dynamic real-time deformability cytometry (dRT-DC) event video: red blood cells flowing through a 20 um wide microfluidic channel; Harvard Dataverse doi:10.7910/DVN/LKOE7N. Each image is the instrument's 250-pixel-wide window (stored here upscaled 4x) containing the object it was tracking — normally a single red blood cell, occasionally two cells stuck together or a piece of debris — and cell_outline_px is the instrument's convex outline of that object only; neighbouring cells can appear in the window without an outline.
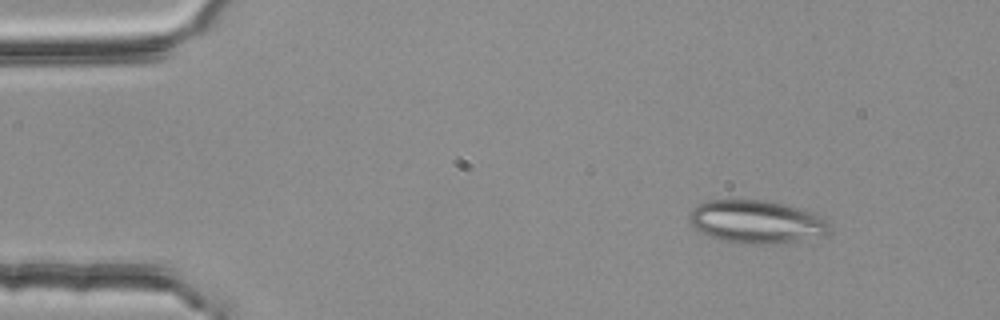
{"species": "common noctule bat (a hibernating species)", "species_latin": "Nyctalus noctula", "temperature_condition": "room temperature", "stored_images_in_passage": 48, "camera_frame_rate_fps": 3000, "um_per_image_px": 0.085, "animal": {"sex": "female", "body_mass_g": 25.1}, "frame": {"image": 1, "passage_image": 2, "time_ms": 0.333, "image_size_px": [1000, 320], "cell_outline_px": [[832, 224], [828, 232], [824, 236], [768, 244], [736, 244], [708, 236], [696, 228], [688, 220], [688, 216], [692, 208], [708, 200], [764, 200], [784, 204], [812, 212], [828, 220]], "centroid_in_image_um": [64.3, 18.85], "position_along_channel_um": 20.7, "area_um2": 35.2}}
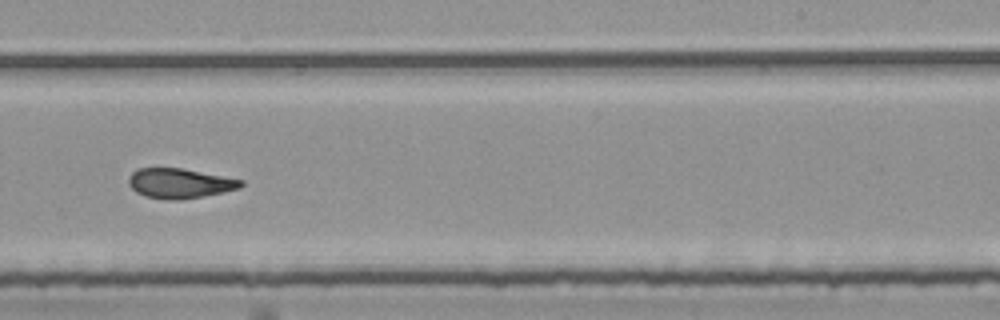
{"frame": {"image": 2, "passage_image": 29, "time_ms": 9.333, "image_size_px": [1000, 320], "cell_outline_px": [[244, 184], [240, 188], [224, 192], [204, 196], [180, 200], [164, 200], [144, 196], [136, 192], [128, 184], [128, 176], [136, 168], [184, 168], [244, 180]], "centroid_in_image_um": [15.27, 15.58], "position_along_channel_um": 273.7, "area_um2": 19.88}}
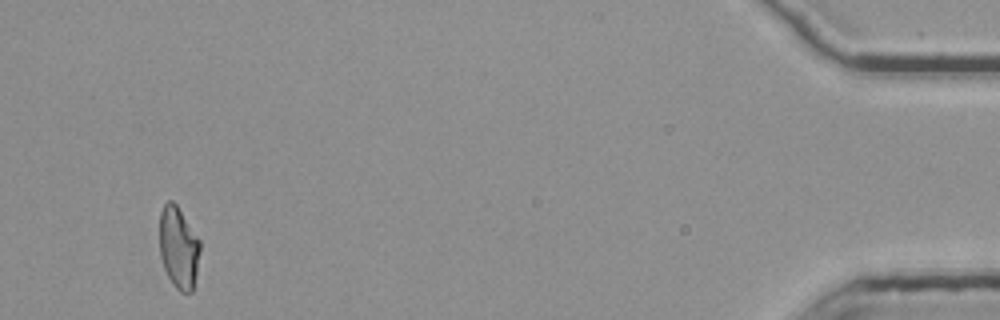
{"frame": {"image": 3, "passage_image": 47, "time_ms": 15.333, "image_size_px": [1000, 320], "cell_outline_px": [[200, 252], [192, 292], [180, 292], [172, 284], [164, 268], [160, 256], [160, 212], [164, 204], [168, 200], [172, 200], [176, 204], [200, 240]], "centroid_in_image_um": [15.17, 21.04], "position_along_channel_um": 420.0, "area_um2": 19.25}, "authors_computed_cell_mechanics": {"area_um2": 20.2011, "velocity_mm_per_s": 3.7994, "shape_relaxation_time_tau1_ms": 6.6838, "shape_relaxation_time_tau2_ms": 2.2187, "deformation_change_tau1": 0.1869, "deformation_change_tau2": 0.101}}